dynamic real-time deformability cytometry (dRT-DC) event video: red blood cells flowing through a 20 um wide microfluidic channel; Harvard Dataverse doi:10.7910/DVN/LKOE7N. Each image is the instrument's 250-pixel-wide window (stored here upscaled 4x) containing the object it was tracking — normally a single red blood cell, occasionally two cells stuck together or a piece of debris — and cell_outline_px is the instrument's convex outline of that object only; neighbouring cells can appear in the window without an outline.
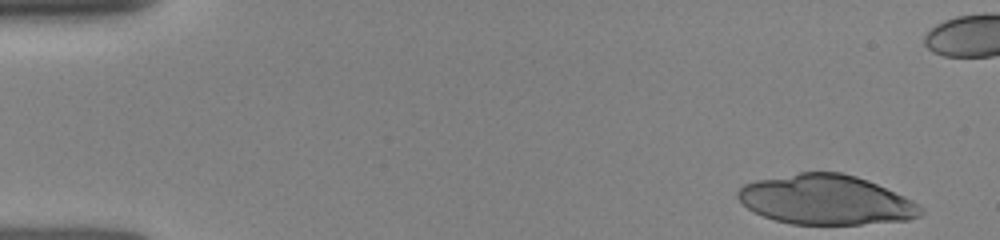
{"species": "human", "species_latin": "Homo sapiens", "temperature_condition": "room temperature", "stored_images_in_passage": 36, "camera_frame_rate_fps": 3000, "um_per_image_px": 0.085, "donor": {"sex": "female"}, "frame": {"image": 1, "passage_image": 1, "time_ms": 0.0, "image_size_px": [1000, 240], "cell_outline_px": [[924, 212], [920, 216], [908, 220], [860, 224], [792, 224], [776, 220], [764, 216], [748, 208], [736, 196], [736, 192], [744, 184], [756, 180], [800, 172], [840, 172], [856, 176], [868, 180], [904, 196], [920, 204], [924, 208]], "centroid_in_image_um": [70.24, 16.98], "position_along_channel_um": 14.8, "area_um2": 52.89}}